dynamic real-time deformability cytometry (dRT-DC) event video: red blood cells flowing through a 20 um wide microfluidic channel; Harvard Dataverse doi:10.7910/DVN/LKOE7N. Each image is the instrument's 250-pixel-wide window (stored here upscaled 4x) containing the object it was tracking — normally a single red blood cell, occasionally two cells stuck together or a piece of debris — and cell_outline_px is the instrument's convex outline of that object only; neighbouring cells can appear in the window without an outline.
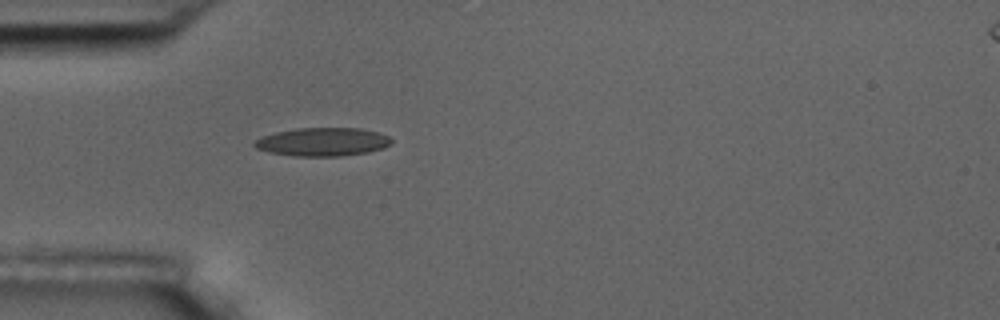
{"species": "common noctule bat (a hibernating species)", "species_latin": "Nyctalus noctula", "temperature_condition": "room temperature", "stored_images_in_passage": 1, "camera_frame_rate_fps": 3000, "um_per_image_px": 0.085, "animal": {"sex": "male", "body_mass_g": 17.5, "forearm_length_mm": 52.3}, "frame": {"image": 1, "passage_image": 1, "time_ms": 0.0, "image_size_px": [1000, 320], "cell_outline_px": [[392, 144], [384, 148], [368, 152], [340, 156], [296, 156], [268, 152], [256, 148], [252, 144], [256, 140], [264, 136], [276, 132], [296, 128], [360, 128], [376, 132], [388, 136], [392, 140]], "centroid_in_image_um": [27.44, 12.06], "position_along_channel_um": 57.6, "area_um2": 22.6}}